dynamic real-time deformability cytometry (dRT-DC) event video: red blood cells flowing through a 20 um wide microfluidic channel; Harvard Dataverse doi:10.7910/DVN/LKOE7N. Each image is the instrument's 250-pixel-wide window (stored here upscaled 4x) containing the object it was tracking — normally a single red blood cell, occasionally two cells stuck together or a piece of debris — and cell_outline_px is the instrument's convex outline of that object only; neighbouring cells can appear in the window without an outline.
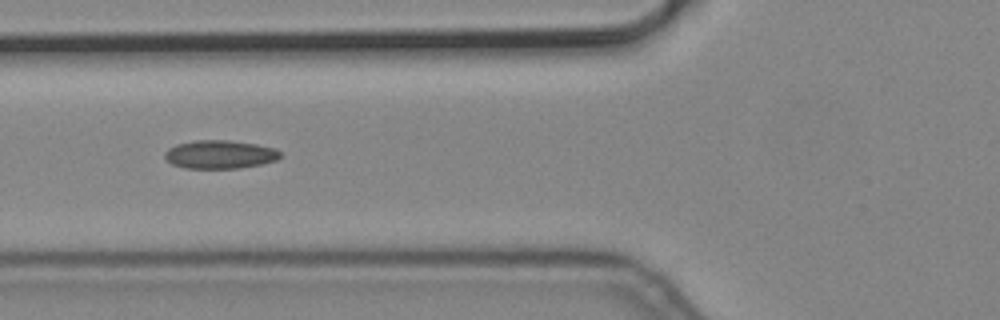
{"species": "common noctule bat (a hibernating species)", "species_latin": "Nyctalus noctula", "temperature_condition": "cold", "stored_images_in_passage": 12, "camera_frame_rate_fps": 3000, "um_per_image_px": 0.085, "animal": {"sex": "male", "body_mass_g": 19.2, "forearm_length_mm": 51.8}, "frame": {"image": 1, "passage_image": 6, "time_ms": 1.667, "image_size_px": [1000, 320], "cell_outline_px": [[284, 156], [276, 160], [260, 164], [240, 168], [184, 168], [172, 164], [164, 160], [164, 152], [168, 148], [176, 144], [196, 140], [228, 140], [256, 144], [276, 148]], "centroid_in_image_um": [18.67, 13.12], "position_along_channel_um": 107.1, "area_um2": 19.31}}
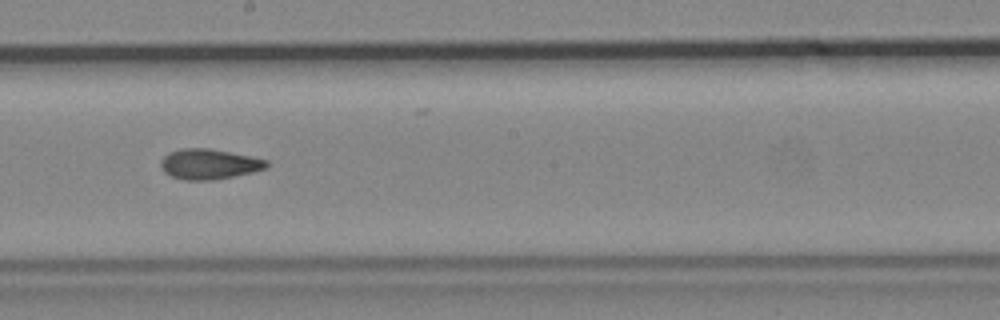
{"frame": {"image": 2, "passage_image": 9, "time_ms": 2.667, "image_size_px": [1000, 320], "cell_outline_px": [[268, 168], [252, 172], [212, 180], [184, 180], [172, 176], [164, 172], [160, 164], [160, 160], [168, 152], [180, 148], [208, 148], [252, 156], [268, 160]], "centroid_in_image_um": [17.76, 13.94], "position_along_channel_um": 230.4, "area_um2": 18.73}}
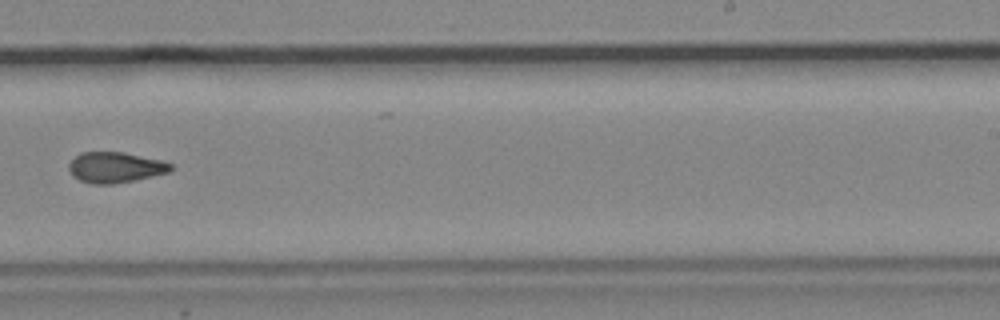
{"frame": {"image": 3, "passage_image": 10, "time_ms": 3.0, "image_size_px": [1000, 320], "cell_outline_px": [[172, 172], [112, 184], [92, 184], [80, 180], [72, 176], [68, 168], [68, 164], [80, 152], [124, 152], [160, 160], [172, 164]], "centroid_in_image_um": [9.79, 14.22], "position_along_channel_um": 279.2, "area_um2": 18.15}}